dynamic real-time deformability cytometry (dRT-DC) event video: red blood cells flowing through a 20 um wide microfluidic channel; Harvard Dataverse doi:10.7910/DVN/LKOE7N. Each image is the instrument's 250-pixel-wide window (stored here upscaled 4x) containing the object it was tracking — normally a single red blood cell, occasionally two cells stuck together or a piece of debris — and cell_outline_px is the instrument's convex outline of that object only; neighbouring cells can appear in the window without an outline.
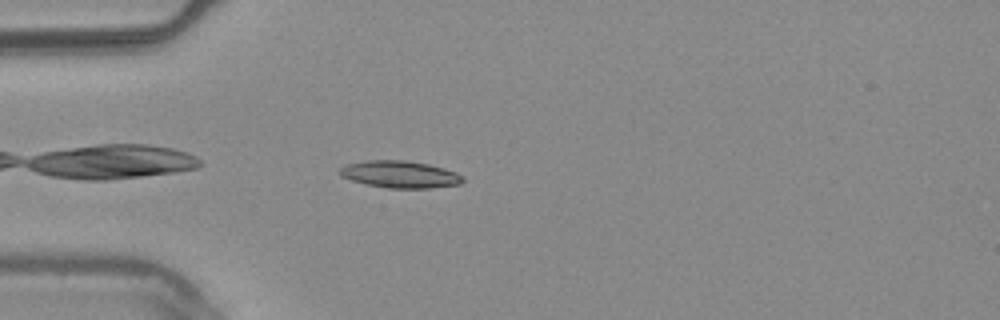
{"species": "common noctule bat (a hibernating species)", "species_latin": "Nyctalus noctula", "temperature_condition": "warm", "stored_images_in_passage": 41, "camera_frame_rate_fps": 3000, "um_per_image_px": 0.085, "animal": {"sex": "male", "body_mass_g": 20.4}, "frame": {"image": 1, "passage_image": 2, "time_ms": 0.333, "image_size_px": [1000, 320], "cell_outline_px": [[464, 180], [460, 184], [428, 188], [388, 188], [368, 184], [352, 180], [340, 176], [340, 168], [344, 164], [368, 160], [404, 160], [428, 164], [444, 168], [456, 172], [464, 176]], "centroid_in_image_um": [34.01, 14.81], "position_along_channel_um": 51.0, "area_um2": 19.36}}
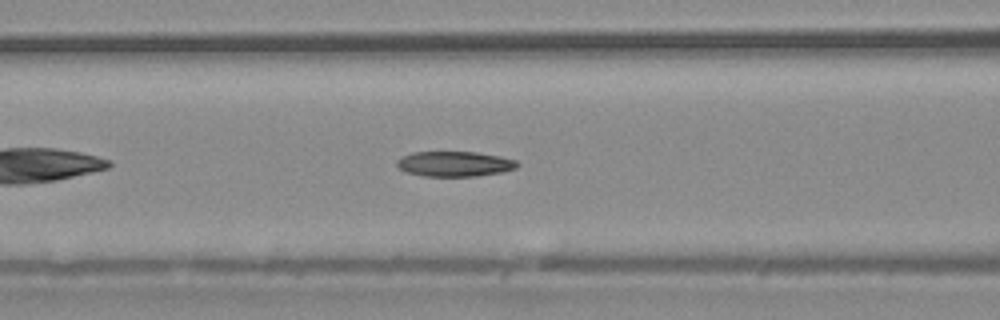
{"frame": {"image": 2, "passage_image": 9, "time_ms": 2.667, "image_size_px": [1000, 320], "cell_outline_px": [[520, 164], [516, 168], [504, 172], [476, 176], [424, 176], [408, 172], [400, 168], [396, 164], [396, 160], [412, 152], [476, 152], [500, 156], [516, 160]], "centroid_in_image_um": [38.68, 13.93], "position_along_channel_um": 127.9, "area_um2": 17.63}}
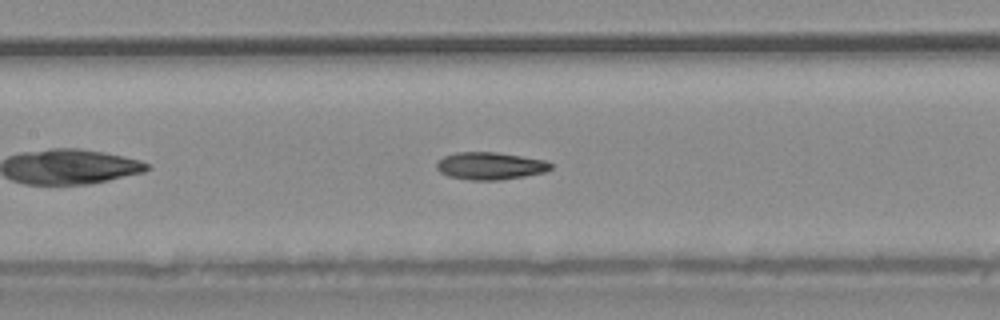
{"frame": {"image": 3, "passage_image": 12, "time_ms": 3.667, "image_size_px": [1000, 320], "cell_outline_px": [[552, 168], [544, 172], [524, 176], [500, 180], [468, 180], [448, 176], [440, 172], [436, 168], [436, 164], [444, 156], [456, 152], [496, 152], [544, 160], [552, 164]], "centroid_in_image_um": [41.64, 14.1], "position_along_channel_um": 165.8, "area_um2": 18.15}, "authors_computed_cell_mechanics": {"area_um2": 18.0914, "velocity_mm_per_s": 3.7561, "shape_relaxation_time_tau1_ms": 7.3609, "shape_relaxation_time_tau2_ms": 4.552, "deformation_change_tau1": 0.1982, "deformation_change_tau2": 0.1037}}